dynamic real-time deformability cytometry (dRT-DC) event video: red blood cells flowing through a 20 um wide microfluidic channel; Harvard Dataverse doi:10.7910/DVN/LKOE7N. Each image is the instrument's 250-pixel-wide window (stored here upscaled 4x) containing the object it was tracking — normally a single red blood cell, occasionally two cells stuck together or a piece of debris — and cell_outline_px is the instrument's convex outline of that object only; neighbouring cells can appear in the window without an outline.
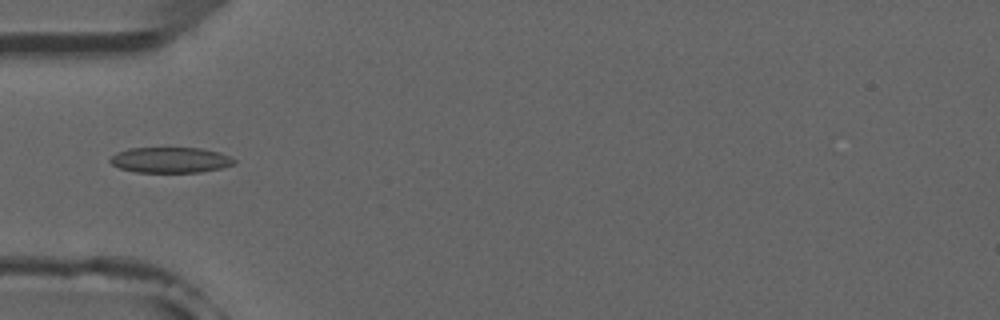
{"species": "common noctule bat (a hibernating species)", "species_latin": "Nyctalus noctula", "temperature_condition": "room temperature", "stored_images_in_passage": 4, "camera_frame_rate_fps": 3000, "um_per_image_px": 0.085, "animal": {"sex": "male", "forearm_length_mm": 52.5}, "frame": {"image": 1, "passage_image": 4, "time_ms": 4.0, "image_size_px": [1000, 320], "cell_outline_px": [[236, 164], [220, 168], [200, 172], [136, 172], [120, 168], [112, 164], [108, 160], [116, 152], [128, 148], [200, 148], [220, 152], [236, 160]], "centroid_in_image_um": [14.48, 13.59], "position_along_channel_um": 70.5, "area_um2": 18.5}}